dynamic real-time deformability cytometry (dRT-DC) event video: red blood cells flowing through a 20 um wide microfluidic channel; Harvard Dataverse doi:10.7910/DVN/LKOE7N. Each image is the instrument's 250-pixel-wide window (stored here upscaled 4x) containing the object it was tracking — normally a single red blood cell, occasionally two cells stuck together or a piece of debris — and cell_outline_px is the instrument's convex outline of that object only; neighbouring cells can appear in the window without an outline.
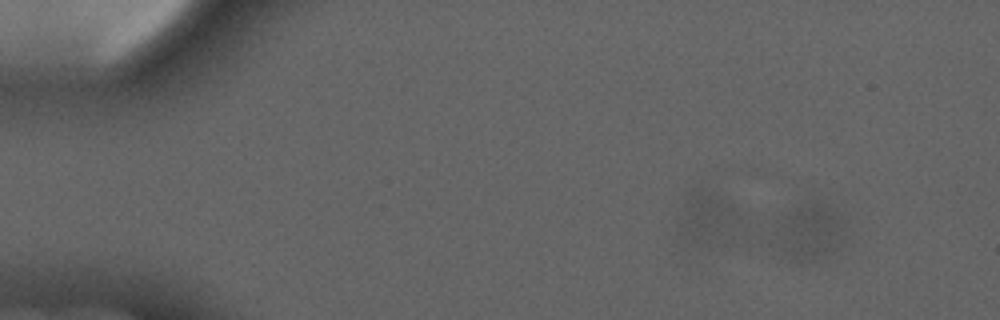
{"species": "common noctule bat (a hibernating species)", "species_latin": "Nyctalus noctula", "temperature_condition": "cold", "stored_images_in_passage": 3, "camera_frame_rate_fps": 3000, "um_per_image_px": 0.085, "animal": {"sex": "male", "forearm_length_mm": 52.5}, "frame": {"image": 1, "passage_image": 1, "time_ms": 0.0, "image_size_px": [1000, 320], "cell_outline_px": [[844, 240], [828, 256], [800, 264], [792, 260], [784, 252], [776, 236], [776, 220], [800, 204], [812, 200], [828, 204], [840, 216], [844, 236]], "centroid_in_image_um": [68.83, 19.7], "position_along_channel_um": 16.2, "area_um2": 22.95}}